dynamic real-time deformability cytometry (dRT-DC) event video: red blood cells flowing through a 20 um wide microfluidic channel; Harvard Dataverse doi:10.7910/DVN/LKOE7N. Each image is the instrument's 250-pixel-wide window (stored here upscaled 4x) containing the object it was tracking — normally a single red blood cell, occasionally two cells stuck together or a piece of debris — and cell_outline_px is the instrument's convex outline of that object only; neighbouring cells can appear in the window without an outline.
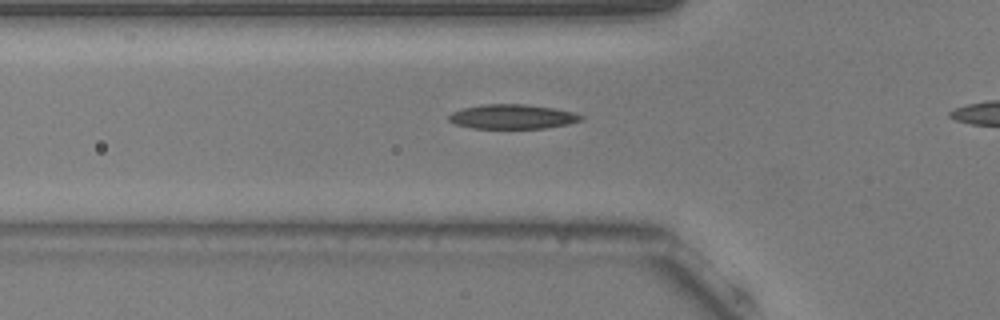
{"species": "common noctule bat (a hibernating species)", "species_latin": "Nyctalus noctula", "temperature_condition": "warm", "stored_images_in_passage": 5, "camera_frame_rate_fps": 3000, "um_per_image_px": 0.085, "animal": {"sex": "male", "body_mass_g": 20.5, "forearm_length_mm": 52.5}, "frame": {"image": 1, "passage_image": 3, "time_ms": 0.667, "image_size_px": [1000, 320], "cell_outline_px": [[584, 120], [568, 124], [544, 128], [472, 128], [456, 124], [448, 120], [448, 116], [452, 112], [464, 108], [484, 104], [524, 104], [552, 108], [572, 112], [584, 116]], "centroid_in_image_um": [43.56, 9.92], "position_along_channel_um": 82.2, "area_um2": 18.73}}